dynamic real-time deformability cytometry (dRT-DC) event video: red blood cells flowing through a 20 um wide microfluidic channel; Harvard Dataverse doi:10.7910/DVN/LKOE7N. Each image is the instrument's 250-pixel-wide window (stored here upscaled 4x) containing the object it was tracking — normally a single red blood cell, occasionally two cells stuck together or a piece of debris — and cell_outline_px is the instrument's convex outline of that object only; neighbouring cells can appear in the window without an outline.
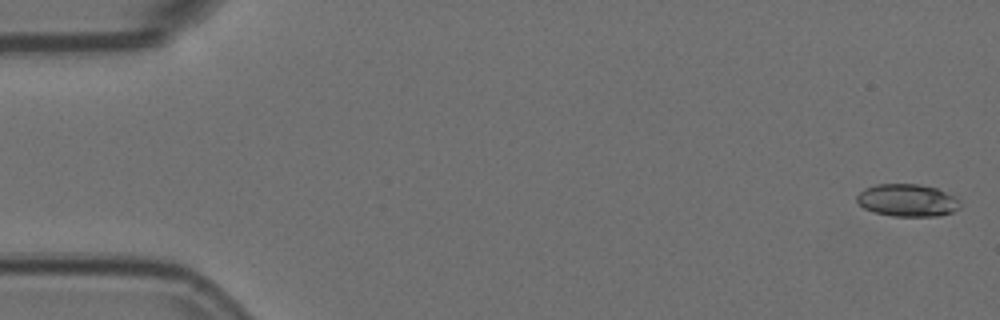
{"species": "Egyptian fruit bat (a non-hibernating species)", "species_latin": "Rousettus aegyptiacus", "temperature_condition": "room temperature", "stored_images_in_passage": 4, "camera_frame_rate_fps": 3000, "um_per_image_px": 0.085, "animal": {"sex": "female"}, "frame": {"image": 1, "passage_image": 1, "time_ms": 0.0, "image_size_px": [1000, 320], "cell_outline_px": [[960, 208], [952, 212], [940, 216], [892, 216], [876, 212], [864, 208], [856, 200], [856, 196], [864, 188], [876, 184], [920, 184], [936, 188], [956, 196], [960, 204]], "centroid_in_image_um": [77.14, 17.02], "position_along_channel_um": 7.9, "area_um2": 19.59}}